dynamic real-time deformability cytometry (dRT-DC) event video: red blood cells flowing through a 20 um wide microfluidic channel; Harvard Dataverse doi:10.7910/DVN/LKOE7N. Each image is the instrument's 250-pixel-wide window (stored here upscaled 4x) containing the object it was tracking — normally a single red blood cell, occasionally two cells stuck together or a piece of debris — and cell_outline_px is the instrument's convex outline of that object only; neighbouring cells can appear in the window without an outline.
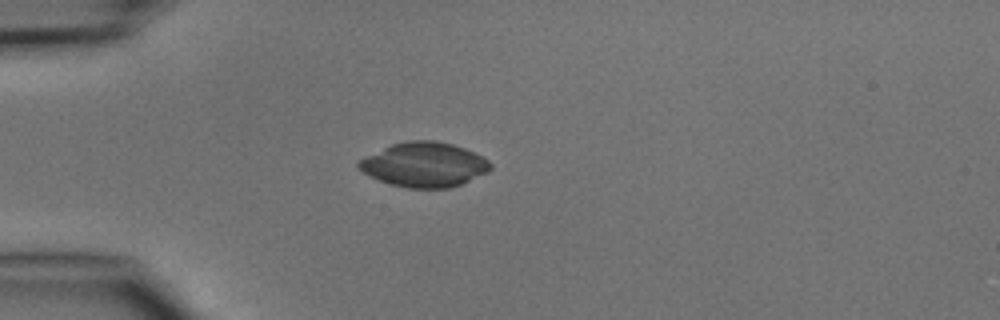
{"species": "common noctule bat (a hibernating species)", "species_latin": "Nyctalus noctula", "temperature_condition": "cold", "stored_images_in_passage": 2, "camera_frame_rate_fps": 3000, "um_per_image_px": 0.085, "animal": {"sex": "male", "body_mass_g": 15.6}, "frame": {"image": 1, "passage_image": 1, "time_ms": 0.0, "image_size_px": [1000, 320], "cell_outline_px": [[492, 168], [488, 172], [460, 184], [448, 188], [408, 188], [392, 184], [380, 180], [356, 168], [356, 164], [364, 156], [392, 144], [408, 140], [436, 140], [452, 144], [464, 148], [488, 160], [492, 164]], "centroid_in_image_um": [36.05, 13.98], "position_along_channel_um": 49.0, "area_um2": 34.04}}